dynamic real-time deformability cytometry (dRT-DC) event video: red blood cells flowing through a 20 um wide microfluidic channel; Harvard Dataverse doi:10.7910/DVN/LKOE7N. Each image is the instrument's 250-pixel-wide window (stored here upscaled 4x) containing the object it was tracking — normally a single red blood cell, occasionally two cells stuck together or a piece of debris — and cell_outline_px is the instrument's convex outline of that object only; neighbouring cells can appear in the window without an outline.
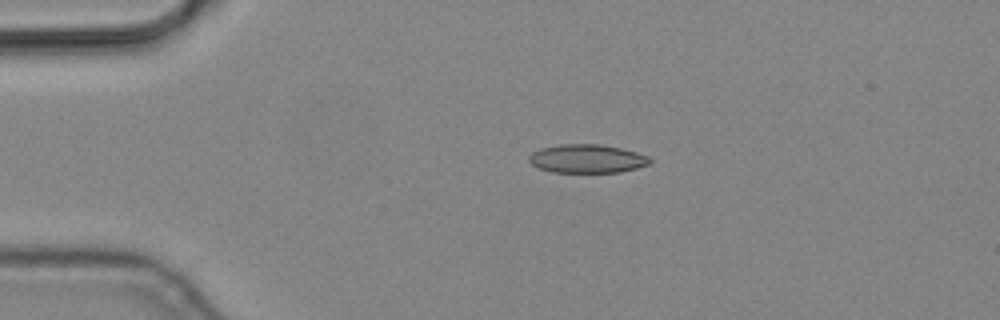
{"species": "common noctule bat (a hibernating species)", "species_latin": "Nyctalus noctula", "temperature_condition": "cold", "stored_images_in_passage": 3, "camera_frame_rate_fps": 3000, "um_per_image_px": 0.085, "animal": {"sex": "male", "body_mass_g": 19.2, "forearm_length_mm": 51.8}, "frame": {"image": 1, "passage_image": 2, "time_ms": 0.333, "image_size_px": [1000, 320], "cell_outline_px": [[652, 160], [648, 164], [636, 168], [620, 172], [552, 172], [540, 168], [532, 164], [528, 160], [528, 156], [532, 152], [540, 148], [560, 144], [600, 144], [620, 148], [636, 152], [648, 156]], "centroid_in_image_um": [49.88, 13.48], "position_along_channel_um": 35.1, "area_um2": 20.06}}